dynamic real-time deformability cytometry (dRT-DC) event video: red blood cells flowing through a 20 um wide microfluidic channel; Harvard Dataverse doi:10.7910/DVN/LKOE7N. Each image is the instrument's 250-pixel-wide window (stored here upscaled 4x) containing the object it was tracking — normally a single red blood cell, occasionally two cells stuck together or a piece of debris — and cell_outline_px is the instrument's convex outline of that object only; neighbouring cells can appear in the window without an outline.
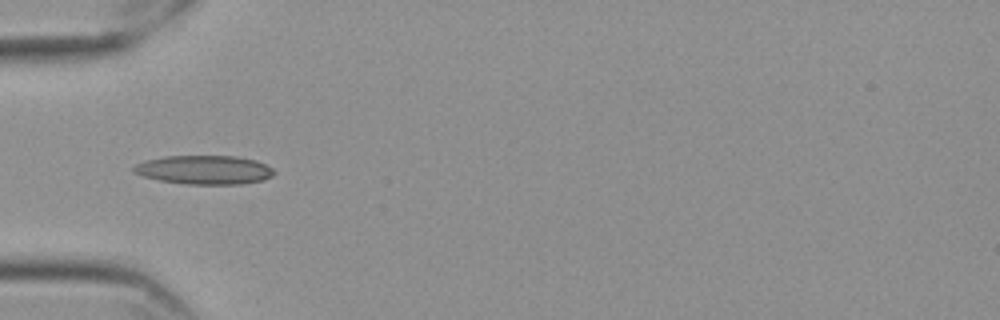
{"species": "Egyptian fruit bat (a non-hibernating species)", "species_latin": "Rousettus aegyptiacus", "temperature_condition": "cold", "stored_images_in_passage": 39, "camera_frame_rate_fps": 3000, "um_per_image_px": 0.085, "frame": {"image": 1, "passage_image": 1, "time_ms": 0.0, "image_size_px": [1000, 320], "cell_outline_px": [[276, 172], [272, 176], [264, 180], [240, 184], [188, 184], [160, 180], [144, 176], [132, 172], [132, 168], [136, 164], [144, 160], [164, 156], [236, 156], [256, 160], [272, 168]], "centroid_in_image_um": [17.37, 14.43], "position_along_channel_um": 67.6, "area_um2": 23.64}}
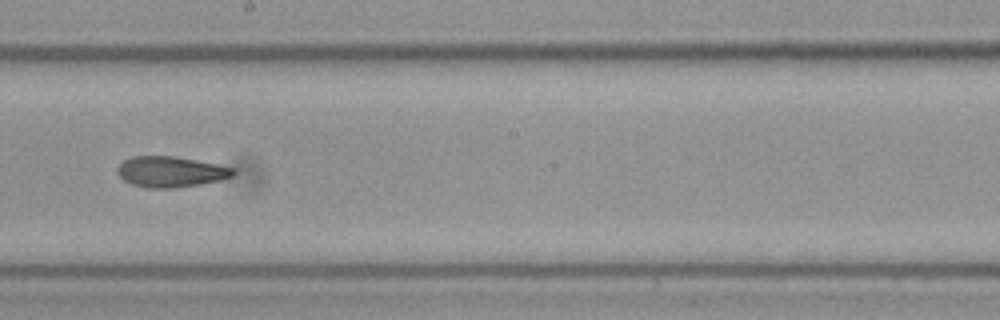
{"frame": {"image": 2, "passage_image": 15, "time_ms": 4.667, "image_size_px": [1000, 320], "cell_outline_px": [[236, 172], [232, 176], [220, 180], [200, 184], [172, 188], [148, 188], [132, 184], [124, 180], [120, 176], [116, 168], [124, 160], [132, 156], [172, 156], [196, 160], [236, 168]], "centroid_in_image_um": [14.52, 14.6], "position_along_channel_um": 233.7, "area_um2": 20.63}}
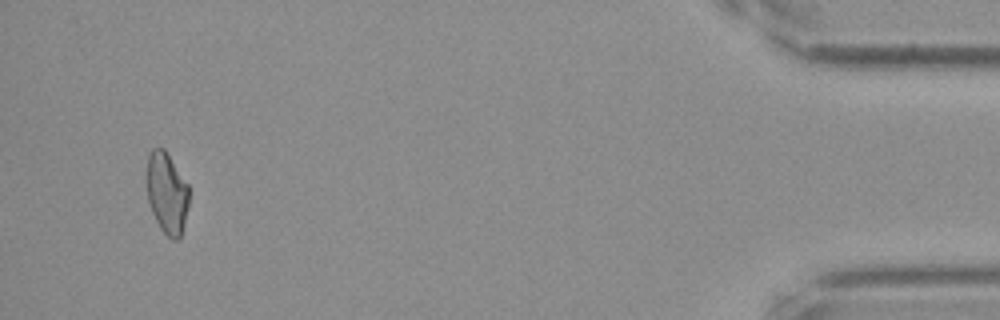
{"frame": {"image": 3, "passage_image": 37, "time_ms": 12.0, "image_size_px": [1000, 320], "cell_outline_px": [[188, 204], [180, 236], [176, 240], [172, 240], [160, 228], [152, 212], [148, 200], [144, 180], [148, 156], [152, 148], [164, 148], [188, 184]], "centroid_in_image_um": [14.13, 16.36], "position_along_channel_um": 421.1, "area_um2": 20.11}, "authors_computed_cell_mechanics": {"area_um2": 20.6924, "velocity_mm_per_s": 3.5557, "shape_relaxation_time_tau1_ms": null, "shape_relaxation_time_tau2_ms": 7.7483, "deformation_change_tau1": null, "deformation_change_tau2": 0.1645}}